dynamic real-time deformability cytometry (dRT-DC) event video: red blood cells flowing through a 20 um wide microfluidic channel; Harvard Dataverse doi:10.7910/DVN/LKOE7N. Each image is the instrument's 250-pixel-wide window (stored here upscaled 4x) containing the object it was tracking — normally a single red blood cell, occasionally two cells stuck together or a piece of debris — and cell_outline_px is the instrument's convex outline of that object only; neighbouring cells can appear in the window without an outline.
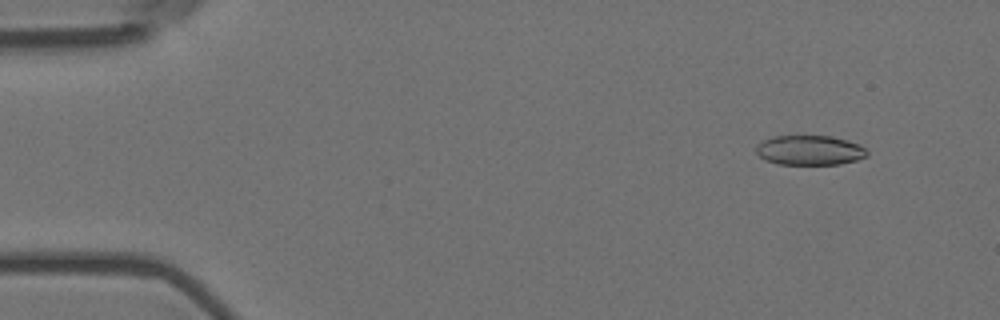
{"species": "Egyptian fruit bat (a non-hibernating species)", "species_latin": "Rousettus aegyptiacus", "temperature_condition": "room temperature", "stored_images_in_passage": 54, "camera_frame_rate_fps": 3000, "um_per_image_px": 0.085, "animal": {"sex": "female"}, "frame": {"image": 1, "passage_image": 5, "time_ms": 1.333, "image_size_px": [1000, 320], "cell_outline_px": [[868, 156], [856, 160], [840, 164], [776, 164], [764, 160], [756, 152], [756, 144], [772, 136], [832, 136], [848, 140], [860, 144], [868, 152]], "centroid_in_image_um": [68.82, 12.77], "position_along_channel_um": 16.2, "area_um2": 19.36}}
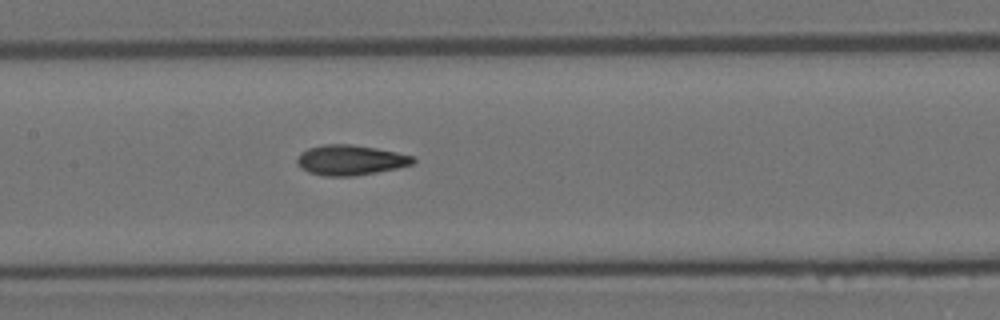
{"frame": {"image": 2, "passage_image": 27, "time_ms": 8.667, "image_size_px": [1000, 320], "cell_outline_px": [[416, 160], [412, 164], [396, 168], [376, 172], [352, 176], [324, 176], [308, 172], [300, 168], [296, 160], [300, 152], [308, 148], [324, 144], [352, 144], [376, 148], [396, 152], [412, 156]], "centroid_in_image_um": [29.74, 13.6], "position_along_channel_um": 177.7, "area_um2": 20.35}}
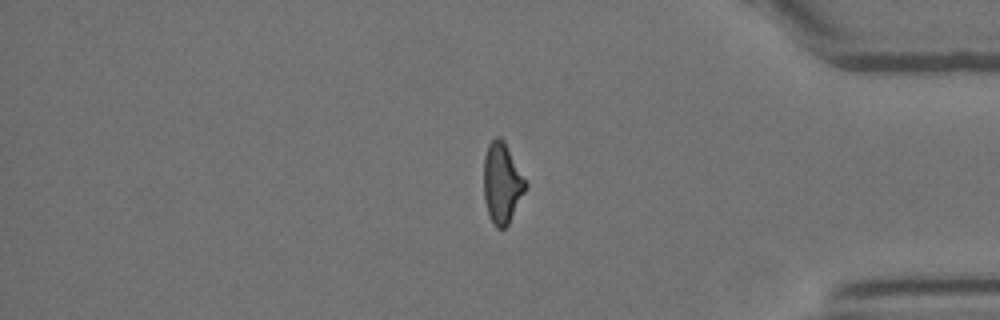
{"frame": {"image": 3, "passage_image": 47, "time_ms": 15.333, "image_size_px": [1000, 320], "cell_outline_px": [[528, 184], [508, 224], [504, 228], [496, 228], [488, 212], [484, 200], [484, 156], [488, 144], [496, 136], [500, 136], [504, 140]], "centroid_in_image_um": [42.66, 15.52], "position_along_channel_um": 392.5, "area_um2": 19.42}}